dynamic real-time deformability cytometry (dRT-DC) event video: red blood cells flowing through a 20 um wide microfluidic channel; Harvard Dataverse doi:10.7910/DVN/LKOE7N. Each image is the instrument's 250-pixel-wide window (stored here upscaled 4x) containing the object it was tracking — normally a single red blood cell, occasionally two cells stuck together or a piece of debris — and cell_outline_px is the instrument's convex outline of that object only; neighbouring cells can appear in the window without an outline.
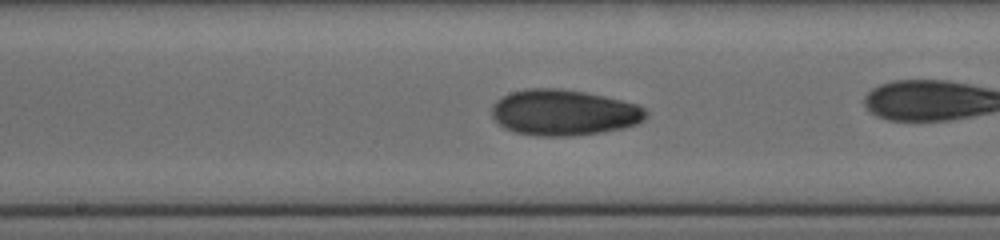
{"species": "human", "species_latin": "Homo sapiens", "temperature_condition": "cold", "stored_images_in_passage": 37, "camera_frame_rate_fps": 3000, "um_per_image_px": 0.085, "donor": {"sex": "female"}, "frame": {"image": 1, "passage_image": 22, "time_ms": 7.0, "image_size_px": [1000, 240], "cell_outline_px": [[648, 116], [644, 120], [636, 124], [624, 128], [600, 132], [572, 136], [540, 136], [516, 132], [504, 128], [492, 120], [492, 104], [496, 100], [512, 92], [532, 88], [560, 88], [584, 92], [604, 96], [640, 104], [648, 112]], "centroid_in_image_um": [47.94, 9.57], "position_along_channel_um": 200.3, "area_um2": 41.44}}